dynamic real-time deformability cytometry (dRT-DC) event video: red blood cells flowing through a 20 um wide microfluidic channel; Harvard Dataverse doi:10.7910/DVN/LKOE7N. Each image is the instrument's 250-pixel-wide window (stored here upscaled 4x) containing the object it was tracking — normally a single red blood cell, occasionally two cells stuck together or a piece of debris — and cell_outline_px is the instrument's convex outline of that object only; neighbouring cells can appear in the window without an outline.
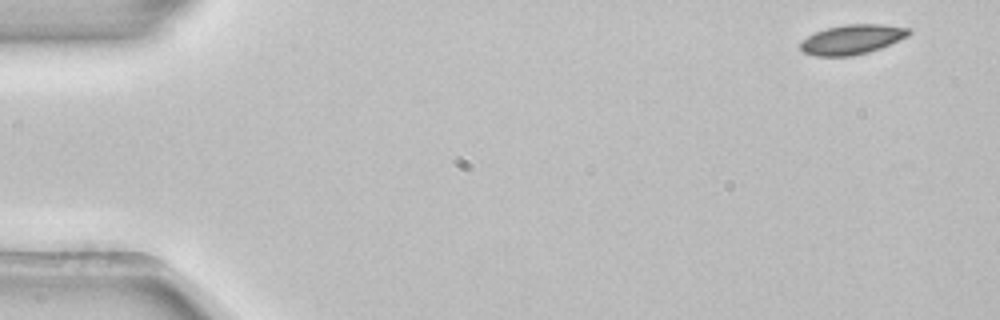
{"species": "common noctule bat (a hibernating species)", "species_latin": "Nyctalus noctula", "temperature_condition": "room temperature", "stored_images_in_passage": 4, "camera_frame_rate_fps": 3000, "um_per_image_px": 0.085, "animal": {"sex": "female", "body_mass_g": 22.7, "forearm_length_mm": 54.2}, "frame": {"image": 1, "passage_image": 1, "time_ms": 0.0, "image_size_px": [1000, 320], "cell_outline_px": [[912, 32], [908, 36], [880, 48], [868, 52], [852, 56], [816, 56], [804, 52], [800, 48], [800, 40], [816, 32], [828, 28], [844, 24], [884, 24], [912, 28]], "centroid_in_image_um": [72.45, 3.34], "position_along_channel_um": 12.6, "area_um2": 18.79}}